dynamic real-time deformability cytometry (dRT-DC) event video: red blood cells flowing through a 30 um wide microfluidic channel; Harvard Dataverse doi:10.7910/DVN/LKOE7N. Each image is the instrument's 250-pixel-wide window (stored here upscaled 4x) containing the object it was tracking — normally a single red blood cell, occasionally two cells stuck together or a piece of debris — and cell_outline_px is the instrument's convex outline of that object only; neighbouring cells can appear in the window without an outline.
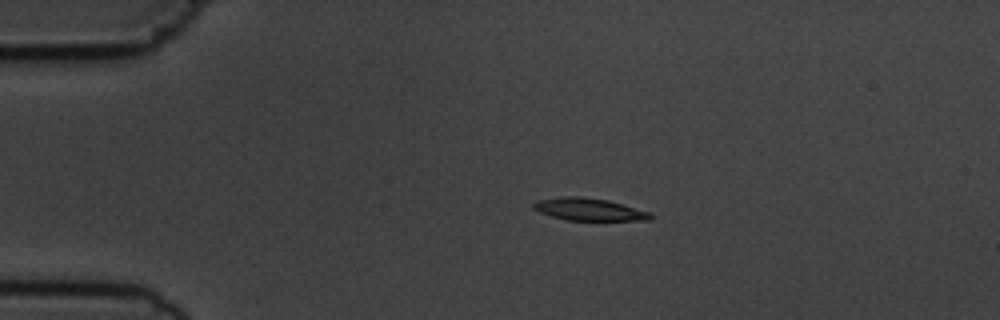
{"species": "common noctule bat (a hibernating species)", "species_latin": "Nyctalus noctula", "temperature_condition": "cold", "stored_images_in_passage": 4, "camera_frame_rate_fps": 3000, "um_per_image_px": 0.085, "animal": {"sex": "male", "body_mass_g": 19.5, "forearm_length_mm": 54.6}, "frame": {"image": 1, "passage_image": 1, "time_ms": 0.0, "image_size_px": [1000, 320], "cell_outline_px": [[652, 220], [568, 220], [552, 216], [540, 212], [532, 208], [532, 204], [536, 200], [564, 196], [580, 196], [608, 200], [652, 212]], "centroid_in_image_um": [50.08, 17.79], "position_along_channel_um": 34.9, "area_um2": 15.32}}
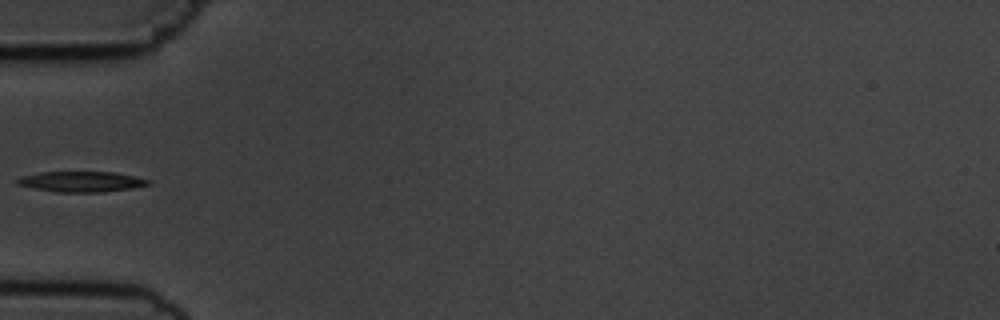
{"frame": {"image": 2, "passage_image": 3, "time_ms": 2.333, "image_size_px": [1000, 320], "cell_outline_px": [[152, 184], [132, 188], [104, 192], [56, 192], [16, 184], [16, 180], [20, 176], [40, 172], [116, 172], [136, 176], [152, 180]], "centroid_in_image_um": [6.97, 15.43], "position_along_channel_um": 78.0, "area_um2": 15.78}}
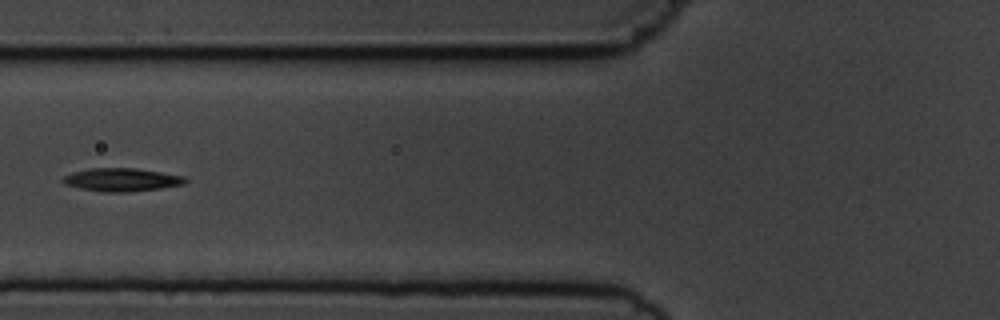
{"frame": {"image": 3, "passage_image": 4, "time_ms": 3.333, "image_size_px": [1000, 320], "cell_outline_px": [[188, 180], [184, 184], [160, 188], [128, 192], [104, 192], [80, 188], [64, 184], [60, 180], [64, 176], [72, 172], [88, 168], [136, 168], [184, 176]], "centroid_in_image_um": [10.31, 15.27], "position_along_channel_um": 115.5, "area_um2": 16.53}}